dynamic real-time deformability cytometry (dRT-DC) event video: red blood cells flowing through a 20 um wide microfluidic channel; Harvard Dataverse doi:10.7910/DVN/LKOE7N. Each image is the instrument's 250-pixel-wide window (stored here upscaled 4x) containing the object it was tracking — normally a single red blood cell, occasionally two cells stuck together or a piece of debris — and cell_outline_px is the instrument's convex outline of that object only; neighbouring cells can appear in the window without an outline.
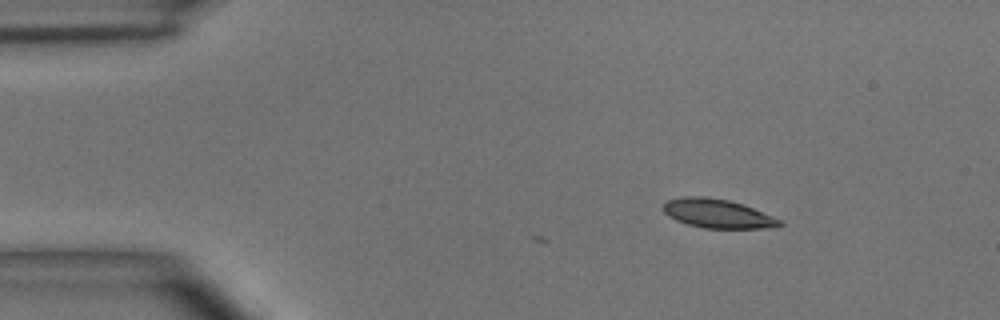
{"species": "common noctule bat (a hibernating species)", "species_latin": "Nyctalus noctula", "temperature_condition": "room temperature", "stored_images_in_passage": 2, "camera_frame_rate_fps": 3000, "um_per_image_px": 0.085, "animal": {"sex": "male", "body_mass_g": 15.6}, "frame": {"image": 1, "passage_image": 2, "time_ms": 0.333, "image_size_px": [1000, 320], "cell_outline_px": [[784, 224], [776, 228], [704, 228], [688, 224], [676, 220], [668, 216], [664, 212], [664, 204], [668, 200], [684, 196], [704, 196], [728, 200], [744, 204], [784, 220]], "centroid_in_image_um": [61.07, 18.16], "position_along_channel_um": 23.9, "area_um2": 19.83}}